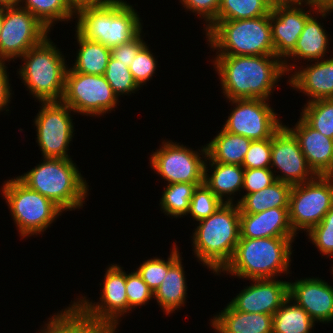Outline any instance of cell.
I'll return each instance as SVG.
<instances>
[{"label": "cell", "mask_w": 333, "mask_h": 333, "mask_svg": "<svg viewBox=\"0 0 333 333\" xmlns=\"http://www.w3.org/2000/svg\"><path fill=\"white\" fill-rule=\"evenodd\" d=\"M213 65L228 100H269L280 77L286 75L283 61L275 55H216Z\"/></svg>", "instance_id": "cell-1"}, {"label": "cell", "mask_w": 333, "mask_h": 333, "mask_svg": "<svg viewBox=\"0 0 333 333\" xmlns=\"http://www.w3.org/2000/svg\"><path fill=\"white\" fill-rule=\"evenodd\" d=\"M192 237L194 255L217 275L232 259L240 239V209L223 203L208 218L198 221Z\"/></svg>", "instance_id": "cell-2"}, {"label": "cell", "mask_w": 333, "mask_h": 333, "mask_svg": "<svg viewBox=\"0 0 333 333\" xmlns=\"http://www.w3.org/2000/svg\"><path fill=\"white\" fill-rule=\"evenodd\" d=\"M136 9L124 0H112L99 6L76 11V31L89 41L112 49L136 38L143 30Z\"/></svg>", "instance_id": "cell-3"}, {"label": "cell", "mask_w": 333, "mask_h": 333, "mask_svg": "<svg viewBox=\"0 0 333 333\" xmlns=\"http://www.w3.org/2000/svg\"><path fill=\"white\" fill-rule=\"evenodd\" d=\"M294 239L240 238L232 259L222 272L246 280L276 278L282 273L287 275Z\"/></svg>", "instance_id": "cell-4"}, {"label": "cell", "mask_w": 333, "mask_h": 333, "mask_svg": "<svg viewBox=\"0 0 333 333\" xmlns=\"http://www.w3.org/2000/svg\"><path fill=\"white\" fill-rule=\"evenodd\" d=\"M72 158H43L30 171L17 176L30 189L52 200L63 211L83 206L89 185Z\"/></svg>", "instance_id": "cell-5"}, {"label": "cell", "mask_w": 333, "mask_h": 333, "mask_svg": "<svg viewBox=\"0 0 333 333\" xmlns=\"http://www.w3.org/2000/svg\"><path fill=\"white\" fill-rule=\"evenodd\" d=\"M207 43L216 55H275L270 15L243 20H214L207 28Z\"/></svg>", "instance_id": "cell-6"}, {"label": "cell", "mask_w": 333, "mask_h": 333, "mask_svg": "<svg viewBox=\"0 0 333 333\" xmlns=\"http://www.w3.org/2000/svg\"><path fill=\"white\" fill-rule=\"evenodd\" d=\"M49 37L20 57L24 64L17 71L26 90L39 102L62 100L68 69L64 55Z\"/></svg>", "instance_id": "cell-7"}, {"label": "cell", "mask_w": 333, "mask_h": 333, "mask_svg": "<svg viewBox=\"0 0 333 333\" xmlns=\"http://www.w3.org/2000/svg\"><path fill=\"white\" fill-rule=\"evenodd\" d=\"M3 198L21 237L46 231L64 211L52 200L30 189L18 177L4 181Z\"/></svg>", "instance_id": "cell-8"}, {"label": "cell", "mask_w": 333, "mask_h": 333, "mask_svg": "<svg viewBox=\"0 0 333 333\" xmlns=\"http://www.w3.org/2000/svg\"><path fill=\"white\" fill-rule=\"evenodd\" d=\"M333 207V176L317 175L312 180L292 185L289 195V220L296 234L318 225Z\"/></svg>", "instance_id": "cell-9"}, {"label": "cell", "mask_w": 333, "mask_h": 333, "mask_svg": "<svg viewBox=\"0 0 333 333\" xmlns=\"http://www.w3.org/2000/svg\"><path fill=\"white\" fill-rule=\"evenodd\" d=\"M101 302H92L84 297L71 304L86 320L107 326L114 333L121 316L129 313L126 294V272L123 267L111 264L105 271ZM82 298V299H81ZM96 303V304H95Z\"/></svg>", "instance_id": "cell-10"}, {"label": "cell", "mask_w": 333, "mask_h": 333, "mask_svg": "<svg viewBox=\"0 0 333 333\" xmlns=\"http://www.w3.org/2000/svg\"><path fill=\"white\" fill-rule=\"evenodd\" d=\"M118 99L104 75L82 74L68 67L61 101L74 113L103 116L117 107Z\"/></svg>", "instance_id": "cell-11"}, {"label": "cell", "mask_w": 333, "mask_h": 333, "mask_svg": "<svg viewBox=\"0 0 333 333\" xmlns=\"http://www.w3.org/2000/svg\"><path fill=\"white\" fill-rule=\"evenodd\" d=\"M199 152L172 140H164L162 146L151 154L149 161L151 168L165 179L167 184L204 183L206 145L202 146Z\"/></svg>", "instance_id": "cell-12"}, {"label": "cell", "mask_w": 333, "mask_h": 333, "mask_svg": "<svg viewBox=\"0 0 333 333\" xmlns=\"http://www.w3.org/2000/svg\"><path fill=\"white\" fill-rule=\"evenodd\" d=\"M50 30L28 10L19 7L3 8V26L0 32V63L20 58L29 49L41 43Z\"/></svg>", "instance_id": "cell-13"}, {"label": "cell", "mask_w": 333, "mask_h": 333, "mask_svg": "<svg viewBox=\"0 0 333 333\" xmlns=\"http://www.w3.org/2000/svg\"><path fill=\"white\" fill-rule=\"evenodd\" d=\"M34 119L37 143L43 158H71L67 153L72 141L74 123L71 111L62 101L41 102Z\"/></svg>", "instance_id": "cell-14"}, {"label": "cell", "mask_w": 333, "mask_h": 333, "mask_svg": "<svg viewBox=\"0 0 333 333\" xmlns=\"http://www.w3.org/2000/svg\"><path fill=\"white\" fill-rule=\"evenodd\" d=\"M269 100L263 99H233L235 105L222 129L250 138L252 141L272 138L283 125L274 112Z\"/></svg>", "instance_id": "cell-15"}, {"label": "cell", "mask_w": 333, "mask_h": 333, "mask_svg": "<svg viewBox=\"0 0 333 333\" xmlns=\"http://www.w3.org/2000/svg\"><path fill=\"white\" fill-rule=\"evenodd\" d=\"M280 170L276 180L291 185L308 182L317 175L313 172L302 153L294 134L282 125L271 138L270 169Z\"/></svg>", "instance_id": "cell-16"}, {"label": "cell", "mask_w": 333, "mask_h": 333, "mask_svg": "<svg viewBox=\"0 0 333 333\" xmlns=\"http://www.w3.org/2000/svg\"><path fill=\"white\" fill-rule=\"evenodd\" d=\"M331 9H314L305 11L302 7H278L270 13L272 42L275 56L282 61L294 50L307 19L314 14L323 18L330 15ZM330 12V13H329Z\"/></svg>", "instance_id": "cell-17"}, {"label": "cell", "mask_w": 333, "mask_h": 333, "mask_svg": "<svg viewBox=\"0 0 333 333\" xmlns=\"http://www.w3.org/2000/svg\"><path fill=\"white\" fill-rule=\"evenodd\" d=\"M229 304L239 312L273 315L289 297V282L275 278L251 279Z\"/></svg>", "instance_id": "cell-18"}, {"label": "cell", "mask_w": 333, "mask_h": 333, "mask_svg": "<svg viewBox=\"0 0 333 333\" xmlns=\"http://www.w3.org/2000/svg\"><path fill=\"white\" fill-rule=\"evenodd\" d=\"M289 297L317 323L333 322V286L318 278L289 282Z\"/></svg>", "instance_id": "cell-19"}, {"label": "cell", "mask_w": 333, "mask_h": 333, "mask_svg": "<svg viewBox=\"0 0 333 333\" xmlns=\"http://www.w3.org/2000/svg\"><path fill=\"white\" fill-rule=\"evenodd\" d=\"M286 127L296 137L313 172L319 176H333V139L310 127L301 117L295 128Z\"/></svg>", "instance_id": "cell-20"}, {"label": "cell", "mask_w": 333, "mask_h": 333, "mask_svg": "<svg viewBox=\"0 0 333 333\" xmlns=\"http://www.w3.org/2000/svg\"><path fill=\"white\" fill-rule=\"evenodd\" d=\"M296 237L289 220V207L257 214L240 213V238Z\"/></svg>", "instance_id": "cell-21"}, {"label": "cell", "mask_w": 333, "mask_h": 333, "mask_svg": "<svg viewBox=\"0 0 333 333\" xmlns=\"http://www.w3.org/2000/svg\"><path fill=\"white\" fill-rule=\"evenodd\" d=\"M302 67L290 74V86L307 95L308 102L333 99V58L316 60Z\"/></svg>", "instance_id": "cell-22"}, {"label": "cell", "mask_w": 333, "mask_h": 333, "mask_svg": "<svg viewBox=\"0 0 333 333\" xmlns=\"http://www.w3.org/2000/svg\"><path fill=\"white\" fill-rule=\"evenodd\" d=\"M217 333H272L273 316L245 313L235 310L229 303L210 321Z\"/></svg>", "instance_id": "cell-23"}, {"label": "cell", "mask_w": 333, "mask_h": 333, "mask_svg": "<svg viewBox=\"0 0 333 333\" xmlns=\"http://www.w3.org/2000/svg\"><path fill=\"white\" fill-rule=\"evenodd\" d=\"M326 30L323 29V25L311 15L304 26V29L299 36L296 46L294 50L283 60L284 68L286 74L289 76V72H292L294 69L296 70V65L288 63V58L293 60L301 59L306 61H316L324 59L327 56L326 51H328L329 47V38ZM328 48V49H327ZM326 54V55H325ZM287 60V61H286ZM292 70V71H291Z\"/></svg>", "instance_id": "cell-24"}, {"label": "cell", "mask_w": 333, "mask_h": 333, "mask_svg": "<svg viewBox=\"0 0 333 333\" xmlns=\"http://www.w3.org/2000/svg\"><path fill=\"white\" fill-rule=\"evenodd\" d=\"M207 160L211 174L207 173L210 170ZM243 179L244 168L241 165L213 162L207 157L204 183L223 203H235L233 196L242 189Z\"/></svg>", "instance_id": "cell-25"}, {"label": "cell", "mask_w": 333, "mask_h": 333, "mask_svg": "<svg viewBox=\"0 0 333 333\" xmlns=\"http://www.w3.org/2000/svg\"><path fill=\"white\" fill-rule=\"evenodd\" d=\"M180 257L168 270L161 285L154 291V299L165 315L175 313L184 306L187 297V284Z\"/></svg>", "instance_id": "cell-26"}, {"label": "cell", "mask_w": 333, "mask_h": 333, "mask_svg": "<svg viewBox=\"0 0 333 333\" xmlns=\"http://www.w3.org/2000/svg\"><path fill=\"white\" fill-rule=\"evenodd\" d=\"M292 185L276 180L264 189L242 195L237 202L240 213L257 214L271 208L289 207Z\"/></svg>", "instance_id": "cell-27"}, {"label": "cell", "mask_w": 333, "mask_h": 333, "mask_svg": "<svg viewBox=\"0 0 333 333\" xmlns=\"http://www.w3.org/2000/svg\"><path fill=\"white\" fill-rule=\"evenodd\" d=\"M251 142L250 138L228 133L222 129L206 144L207 157L213 162L242 166Z\"/></svg>", "instance_id": "cell-28"}, {"label": "cell", "mask_w": 333, "mask_h": 333, "mask_svg": "<svg viewBox=\"0 0 333 333\" xmlns=\"http://www.w3.org/2000/svg\"><path fill=\"white\" fill-rule=\"evenodd\" d=\"M75 37L79 49L73 67L69 69L82 74L104 75L111 49L99 42L85 39L77 31Z\"/></svg>", "instance_id": "cell-29"}, {"label": "cell", "mask_w": 333, "mask_h": 333, "mask_svg": "<svg viewBox=\"0 0 333 333\" xmlns=\"http://www.w3.org/2000/svg\"><path fill=\"white\" fill-rule=\"evenodd\" d=\"M48 319L38 333H114L107 326L86 320L72 305Z\"/></svg>", "instance_id": "cell-30"}, {"label": "cell", "mask_w": 333, "mask_h": 333, "mask_svg": "<svg viewBox=\"0 0 333 333\" xmlns=\"http://www.w3.org/2000/svg\"><path fill=\"white\" fill-rule=\"evenodd\" d=\"M293 303V304H292ZM272 333H310L315 321L292 298L288 297L272 315Z\"/></svg>", "instance_id": "cell-31"}, {"label": "cell", "mask_w": 333, "mask_h": 333, "mask_svg": "<svg viewBox=\"0 0 333 333\" xmlns=\"http://www.w3.org/2000/svg\"><path fill=\"white\" fill-rule=\"evenodd\" d=\"M17 6L28 10L49 30L53 23L68 22L76 16L67 0H18Z\"/></svg>", "instance_id": "cell-32"}, {"label": "cell", "mask_w": 333, "mask_h": 333, "mask_svg": "<svg viewBox=\"0 0 333 333\" xmlns=\"http://www.w3.org/2000/svg\"><path fill=\"white\" fill-rule=\"evenodd\" d=\"M201 184L203 183L167 184L160 198L161 211L167 216H174V218L187 215L194 191Z\"/></svg>", "instance_id": "cell-33"}, {"label": "cell", "mask_w": 333, "mask_h": 333, "mask_svg": "<svg viewBox=\"0 0 333 333\" xmlns=\"http://www.w3.org/2000/svg\"><path fill=\"white\" fill-rule=\"evenodd\" d=\"M268 0H220L215 20H243L270 15Z\"/></svg>", "instance_id": "cell-34"}, {"label": "cell", "mask_w": 333, "mask_h": 333, "mask_svg": "<svg viewBox=\"0 0 333 333\" xmlns=\"http://www.w3.org/2000/svg\"><path fill=\"white\" fill-rule=\"evenodd\" d=\"M300 115L310 127L333 139V99L307 102Z\"/></svg>", "instance_id": "cell-35"}, {"label": "cell", "mask_w": 333, "mask_h": 333, "mask_svg": "<svg viewBox=\"0 0 333 333\" xmlns=\"http://www.w3.org/2000/svg\"><path fill=\"white\" fill-rule=\"evenodd\" d=\"M171 253L168 259H160L159 257H154L143 261L142 264L137 268V273L143 279V281L148 285V287L154 292L163 282L169 268L180 258V250L178 246L174 243Z\"/></svg>", "instance_id": "cell-36"}, {"label": "cell", "mask_w": 333, "mask_h": 333, "mask_svg": "<svg viewBox=\"0 0 333 333\" xmlns=\"http://www.w3.org/2000/svg\"><path fill=\"white\" fill-rule=\"evenodd\" d=\"M104 77L118 98L123 94L129 95V93H135V91L140 90V87L133 79L128 64H122L119 60H115L112 57L108 61Z\"/></svg>", "instance_id": "cell-37"}, {"label": "cell", "mask_w": 333, "mask_h": 333, "mask_svg": "<svg viewBox=\"0 0 333 333\" xmlns=\"http://www.w3.org/2000/svg\"><path fill=\"white\" fill-rule=\"evenodd\" d=\"M223 202L205 185L197 186L190 201L189 212L197 222L214 214Z\"/></svg>", "instance_id": "cell-38"}, {"label": "cell", "mask_w": 333, "mask_h": 333, "mask_svg": "<svg viewBox=\"0 0 333 333\" xmlns=\"http://www.w3.org/2000/svg\"><path fill=\"white\" fill-rule=\"evenodd\" d=\"M320 254L333 257V207L324 215L322 221L313 226L306 234Z\"/></svg>", "instance_id": "cell-39"}, {"label": "cell", "mask_w": 333, "mask_h": 333, "mask_svg": "<svg viewBox=\"0 0 333 333\" xmlns=\"http://www.w3.org/2000/svg\"><path fill=\"white\" fill-rule=\"evenodd\" d=\"M156 62L157 61L153 53H151V50L147 44H145L139 50L129 66L133 79L140 88L153 77L157 68Z\"/></svg>", "instance_id": "cell-40"}, {"label": "cell", "mask_w": 333, "mask_h": 333, "mask_svg": "<svg viewBox=\"0 0 333 333\" xmlns=\"http://www.w3.org/2000/svg\"><path fill=\"white\" fill-rule=\"evenodd\" d=\"M126 294L130 310L145 305L154 298V292L143 281L137 271L126 273Z\"/></svg>", "instance_id": "cell-41"}, {"label": "cell", "mask_w": 333, "mask_h": 333, "mask_svg": "<svg viewBox=\"0 0 333 333\" xmlns=\"http://www.w3.org/2000/svg\"><path fill=\"white\" fill-rule=\"evenodd\" d=\"M271 138L252 141L242 162L244 169L270 168Z\"/></svg>", "instance_id": "cell-42"}, {"label": "cell", "mask_w": 333, "mask_h": 333, "mask_svg": "<svg viewBox=\"0 0 333 333\" xmlns=\"http://www.w3.org/2000/svg\"><path fill=\"white\" fill-rule=\"evenodd\" d=\"M270 168L244 169V179L242 190L245 194L254 193L270 186L276 181L275 174Z\"/></svg>", "instance_id": "cell-43"}, {"label": "cell", "mask_w": 333, "mask_h": 333, "mask_svg": "<svg viewBox=\"0 0 333 333\" xmlns=\"http://www.w3.org/2000/svg\"><path fill=\"white\" fill-rule=\"evenodd\" d=\"M186 10L195 13L206 22V28L217 18L220 0H180Z\"/></svg>", "instance_id": "cell-44"}, {"label": "cell", "mask_w": 333, "mask_h": 333, "mask_svg": "<svg viewBox=\"0 0 333 333\" xmlns=\"http://www.w3.org/2000/svg\"><path fill=\"white\" fill-rule=\"evenodd\" d=\"M142 32L128 43L121 44L111 49V57L122 64L131 65L139 50L146 44L142 38Z\"/></svg>", "instance_id": "cell-45"}, {"label": "cell", "mask_w": 333, "mask_h": 333, "mask_svg": "<svg viewBox=\"0 0 333 333\" xmlns=\"http://www.w3.org/2000/svg\"><path fill=\"white\" fill-rule=\"evenodd\" d=\"M6 63H0V111L7 109L12 97V89H10L11 84L9 83V75L7 74Z\"/></svg>", "instance_id": "cell-46"}, {"label": "cell", "mask_w": 333, "mask_h": 333, "mask_svg": "<svg viewBox=\"0 0 333 333\" xmlns=\"http://www.w3.org/2000/svg\"><path fill=\"white\" fill-rule=\"evenodd\" d=\"M268 2L272 9L278 7H300L303 4L305 6L308 5L310 9H318L311 3V0H268Z\"/></svg>", "instance_id": "cell-47"}, {"label": "cell", "mask_w": 333, "mask_h": 333, "mask_svg": "<svg viewBox=\"0 0 333 333\" xmlns=\"http://www.w3.org/2000/svg\"><path fill=\"white\" fill-rule=\"evenodd\" d=\"M70 6L77 11L79 8L86 6H99L107 4L112 0H67Z\"/></svg>", "instance_id": "cell-48"}, {"label": "cell", "mask_w": 333, "mask_h": 333, "mask_svg": "<svg viewBox=\"0 0 333 333\" xmlns=\"http://www.w3.org/2000/svg\"><path fill=\"white\" fill-rule=\"evenodd\" d=\"M311 3L318 9L333 10V0H311Z\"/></svg>", "instance_id": "cell-49"}, {"label": "cell", "mask_w": 333, "mask_h": 333, "mask_svg": "<svg viewBox=\"0 0 333 333\" xmlns=\"http://www.w3.org/2000/svg\"><path fill=\"white\" fill-rule=\"evenodd\" d=\"M18 0H0V4L3 8L17 6Z\"/></svg>", "instance_id": "cell-50"}, {"label": "cell", "mask_w": 333, "mask_h": 333, "mask_svg": "<svg viewBox=\"0 0 333 333\" xmlns=\"http://www.w3.org/2000/svg\"><path fill=\"white\" fill-rule=\"evenodd\" d=\"M2 26H3V11L0 12V32L2 30Z\"/></svg>", "instance_id": "cell-51"}, {"label": "cell", "mask_w": 333, "mask_h": 333, "mask_svg": "<svg viewBox=\"0 0 333 333\" xmlns=\"http://www.w3.org/2000/svg\"><path fill=\"white\" fill-rule=\"evenodd\" d=\"M1 11H3V7H2L1 4H0V12H1Z\"/></svg>", "instance_id": "cell-52"}]
</instances>
